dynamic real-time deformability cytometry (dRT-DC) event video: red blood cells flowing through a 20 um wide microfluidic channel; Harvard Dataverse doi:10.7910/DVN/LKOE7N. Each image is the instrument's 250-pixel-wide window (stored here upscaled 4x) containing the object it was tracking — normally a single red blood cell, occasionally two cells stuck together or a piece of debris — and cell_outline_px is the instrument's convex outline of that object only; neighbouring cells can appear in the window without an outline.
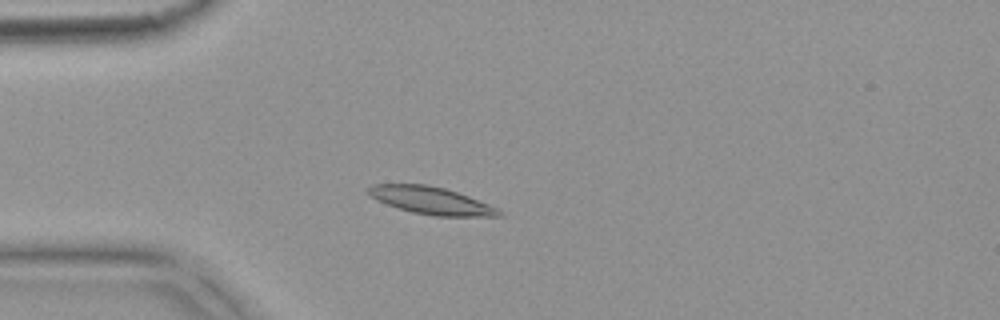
{"species": "common noctule bat (a hibernating species)", "species_latin": "Nyctalus noctula", "temperature_condition": "warm", "stored_images_in_passage": 5, "camera_frame_rate_fps": 3000, "um_per_image_px": 0.085, "animal": {"sex": "female", "body_mass_g": 18.4}, "frame": {"image": 1, "passage_image": 2, "time_ms": 0.333, "image_size_px": [1000, 320], "cell_outline_px": [[504, 216], [432, 216], [412, 212], [396, 208], [376, 200], [368, 192], [368, 188], [372, 184], [428, 184], [444, 188], [468, 196], [488, 204], [504, 212]], "centroid_in_image_um": [36.64, 17.05], "position_along_channel_um": 48.4, "area_um2": 20.81}}
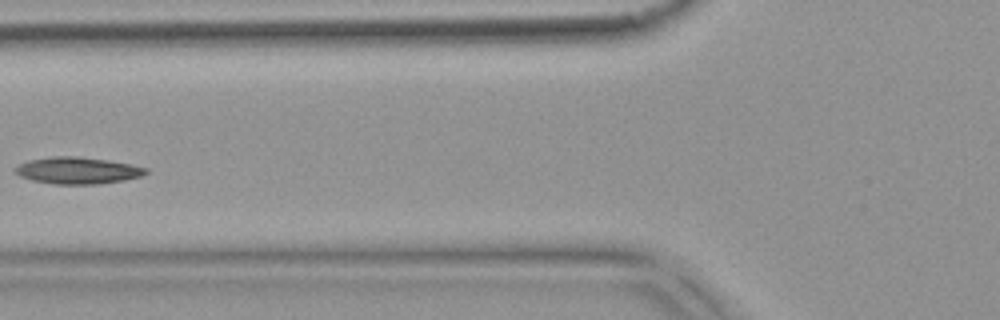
{"frame": {"image": 2, "passage_image": 4, "time_ms": 1.0, "image_size_px": [1000, 320], "cell_outline_px": [[148, 172], [140, 176], [124, 180], [96, 184], [56, 184], [32, 180], [20, 176], [16, 172], [16, 168], [20, 164], [28, 160], [52, 156], [76, 156], [108, 160], [132, 164], [148, 168]], "centroid_in_image_um": [6.62, 14.48], "position_along_channel_um": 119.2, "area_um2": 20.23}}